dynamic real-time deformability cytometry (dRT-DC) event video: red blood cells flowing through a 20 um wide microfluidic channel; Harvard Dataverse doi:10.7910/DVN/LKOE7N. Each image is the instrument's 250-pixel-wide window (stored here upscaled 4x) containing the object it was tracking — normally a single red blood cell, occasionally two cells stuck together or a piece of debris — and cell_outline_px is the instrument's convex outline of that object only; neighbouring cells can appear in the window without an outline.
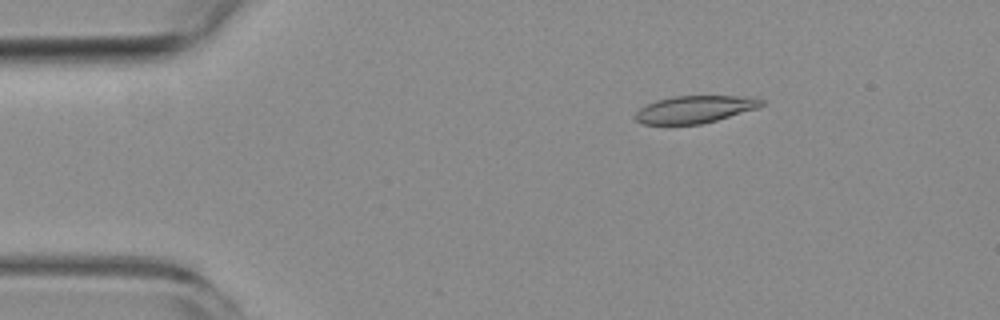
{"species": "common noctule bat (a hibernating species)", "species_latin": "Nyctalus noctula", "temperature_condition": "room temperature", "stored_images_in_passage": 5, "camera_frame_rate_fps": 3000, "um_per_image_px": 0.085, "animal": {"sex": "female", "body_mass_g": 19.3, "forearm_length_mm": 54.1}, "frame": {"image": 1, "passage_image": 3, "time_ms": 2.333, "image_size_px": [1000, 320], "cell_outline_px": [[764, 104], [756, 108], [716, 120], [700, 124], [644, 124], [636, 120], [636, 112], [644, 104], [656, 100], [676, 96], [756, 96], [764, 100]], "centroid_in_image_um": [59.07, 9.27], "position_along_channel_um": 25.9, "area_um2": 20.0}}